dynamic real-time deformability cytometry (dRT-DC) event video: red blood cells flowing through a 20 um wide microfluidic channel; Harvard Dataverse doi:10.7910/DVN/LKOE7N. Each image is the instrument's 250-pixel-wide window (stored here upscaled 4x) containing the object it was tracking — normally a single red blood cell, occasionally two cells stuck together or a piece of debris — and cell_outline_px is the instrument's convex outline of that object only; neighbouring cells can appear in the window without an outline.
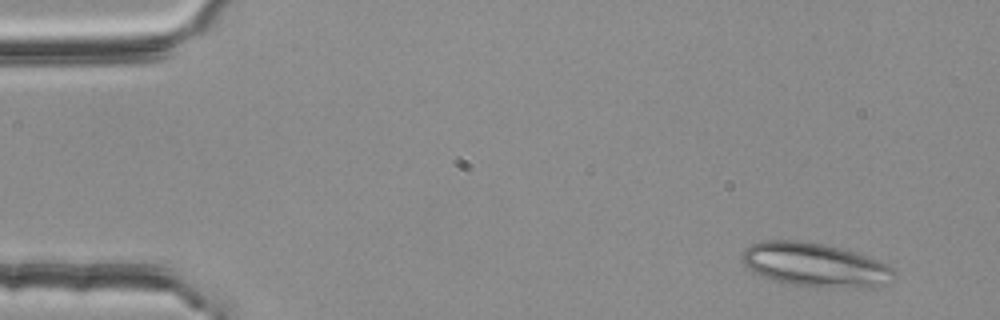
{"species": "common noctule bat (a hibernating species)", "species_latin": "Nyctalus noctula", "temperature_condition": "room temperature", "stored_images_in_passage": 3, "camera_frame_rate_fps": 3000, "um_per_image_px": 0.085, "animal": {"sex": "female", "body_mass_g": 25.1}, "frame": {"image": 1, "passage_image": 1, "time_ms": 0.0, "image_size_px": [1000, 320], "cell_outline_px": [[896, 276], [884, 284], [872, 288], [832, 288], [792, 284], [772, 280], [756, 272], [744, 264], [744, 248], [752, 244], [764, 240], [792, 240], [820, 244], [840, 248], [856, 252], [868, 256], [892, 268]], "centroid_in_image_um": [69.32, 22.53], "position_along_channel_um": 15.7, "area_um2": 38.38}}